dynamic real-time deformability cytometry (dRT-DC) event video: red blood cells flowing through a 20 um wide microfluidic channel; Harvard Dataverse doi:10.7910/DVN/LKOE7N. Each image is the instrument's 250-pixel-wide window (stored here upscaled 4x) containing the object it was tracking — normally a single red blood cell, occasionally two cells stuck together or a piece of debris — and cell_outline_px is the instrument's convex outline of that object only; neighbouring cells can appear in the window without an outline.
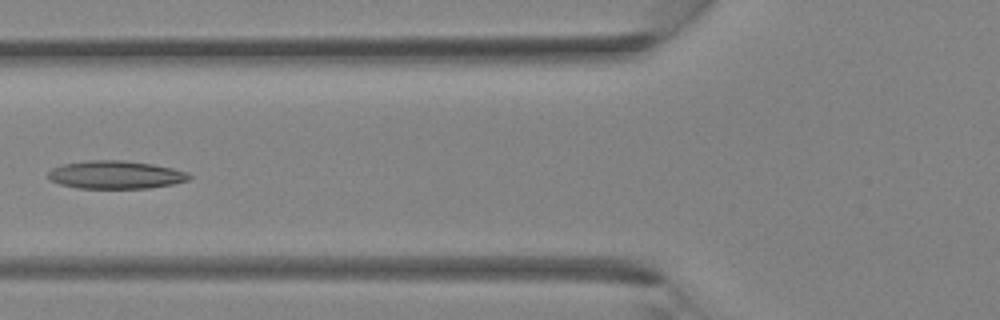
{"species": "Egyptian fruit bat (a non-hibernating species)", "species_latin": "Rousettus aegyptiacus", "temperature_condition": "room temperature", "stored_images_in_passage": 4, "camera_frame_rate_fps": 3000, "um_per_image_px": 0.085, "animal": {"sex": "female"}, "frame": {"image": 1, "passage_image": 4, "time_ms": 4.0, "image_size_px": [1000, 320], "cell_outline_px": [[192, 176], [188, 180], [172, 184], [148, 188], [76, 188], [60, 184], [52, 180], [48, 176], [48, 172], [52, 168], [64, 164], [88, 160], [124, 160], [152, 164], [172, 168], [188, 172]], "centroid_in_image_um": [9.84, 14.85], "position_along_channel_um": 116.0, "area_um2": 22.95}}